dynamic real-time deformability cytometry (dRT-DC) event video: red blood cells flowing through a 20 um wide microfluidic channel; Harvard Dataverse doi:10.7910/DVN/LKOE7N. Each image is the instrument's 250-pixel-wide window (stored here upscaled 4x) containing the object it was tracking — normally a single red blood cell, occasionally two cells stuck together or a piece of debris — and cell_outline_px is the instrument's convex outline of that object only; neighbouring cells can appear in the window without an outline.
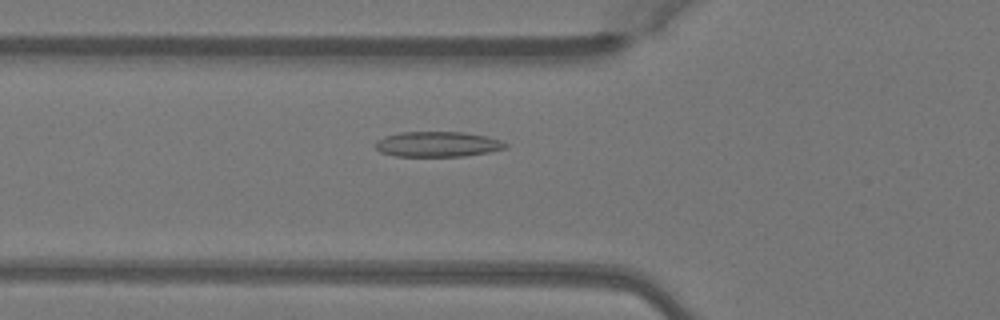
{"species": "Egyptian fruit bat (a non-hibernating species)", "species_latin": "Rousettus aegyptiacus", "temperature_condition": "warm", "stored_images_in_passage": 47, "camera_frame_rate_fps": 3000, "um_per_image_px": 0.085, "animal": {"sex": "female"}, "frame": {"image": 1, "passage_image": 18, "time_ms": 5.667, "image_size_px": [1000, 320], "cell_outline_px": [[508, 144], [504, 148], [488, 152], [464, 156], [392, 156], [380, 152], [376, 148], [376, 140], [384, 136], [400, 132], [464, 132], [488, 136], [500, 140]], "centroid_in_image_um": [37.17, 12.25], "position_along_channel_um": 88.6, "area_um2": 19.19}}
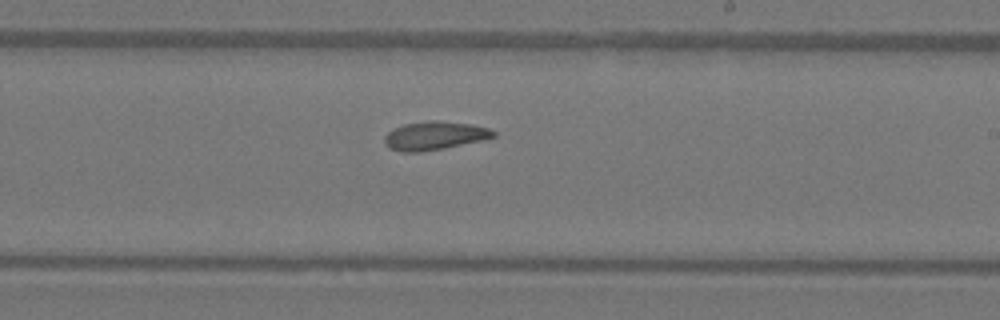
{"frame": {"image": 2, "passage_image": 30, "time_ms": 9.667, "image_size_px": [1000, 320], "cell_outline_px": [[496, 136], [480, 140], [444, 148], [420, 152], [404, 152], [388, 148], [384, 140], [384, 136], [392, 128], [404, 124], [428, 120], [436, 120], [472, 124], [488, 128], [496, 132]], "centroid_in_image_um": [36.9, 11.52], "position_along_channel_um": 252.1, "area_um2": 18.03}}
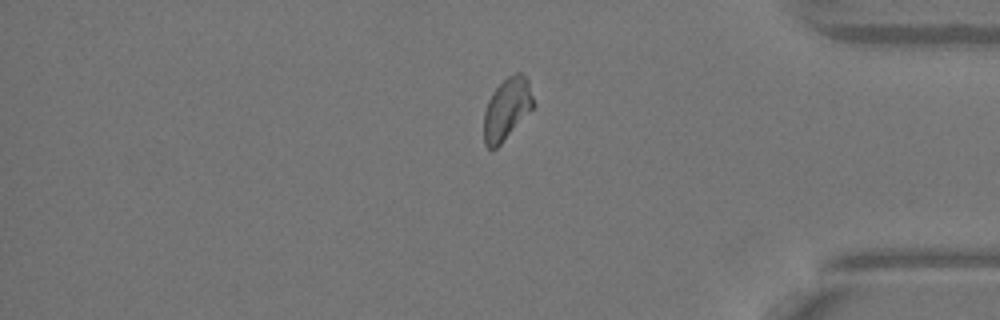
{"frame": {"image": 3, "passage_image": 42, "time_ms": 13.667, "image_size_px": [1000, 320], "cell_outline_px": [[532, 108], [500, 144], [496, 148], [488, 148], [484, 144], [484, 112], [488, 100], [492, 92], [508, 76], [516, 72], [520, 72], [528, 80], [532, 96]], "centroid_in_image_um": [43.04, 9.24], "position_along_channel_um": 392.2, "area_um2": 17.28}, "authors_computed_cell_mechanics": {"area_um2": 18.1492, "velocity_mm_per_s": 4.0772, "shape_relaxation_time_tau1_ms": 4.7216, "shape_relaxation_time_tau2_ms": 4.3936, "deformation_change_tau1": 0.1376, "deformation_change_tau2": 0.0784}}